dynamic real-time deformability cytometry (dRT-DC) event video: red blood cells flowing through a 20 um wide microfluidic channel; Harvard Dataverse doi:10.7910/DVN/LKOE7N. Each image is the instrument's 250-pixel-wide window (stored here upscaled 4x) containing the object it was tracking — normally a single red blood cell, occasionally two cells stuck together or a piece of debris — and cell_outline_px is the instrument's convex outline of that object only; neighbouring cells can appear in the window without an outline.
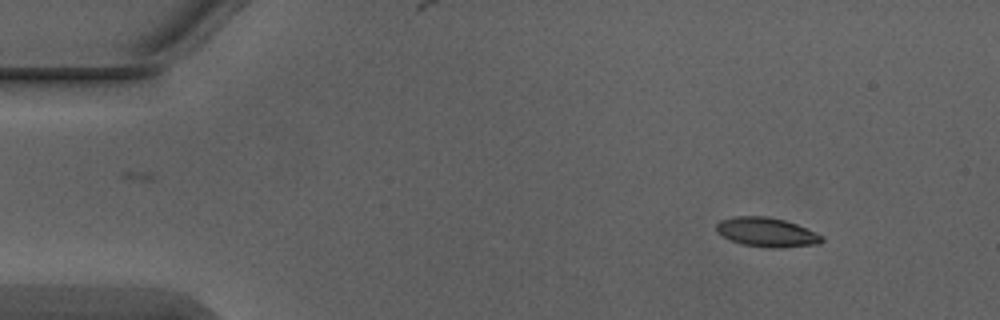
{"species": "Egyptian fruit bat (a non-hibernating species)", "species_latin": "Rousettus aegyptiacus", "temperature_condition": "warm", "stored_images_in_passage": 4, "camera_frame_rate_fps": 3000, "um_per_image_px": 0.085, "animal": {"sex": "male"}, "frame": {"image": 1, "passage_image": 1, "time_ms": 0.0, "image_size_px": [1000, 320], "cell_outline_px": [[824, 240], [820, 244], [780, 248], [768, 248], [744, 244], [732, 240], [716, 232], [716, 224], [720, 220], [732, 216], [768, 216], [784, 220], [796, 224], [824, 236]], "centroid_in_image_um": [65.18, 19.73], "position_along_channel_um": 19.8, "area_um2": 18.03}}
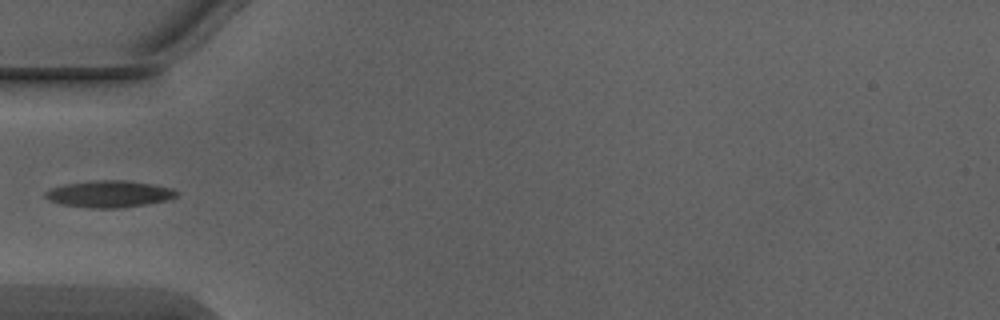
{"frame": {"image": 2, "passage_image": 4, "time_ms": 1.0, "image_size_px": [1000, 320], "cell_outline_px": [[176, 196], [168, 200], [120, 208], [92, 208], [60, 204], [48, 200], [44, 196], [44, 192], [52, 188], [64, 184], [96, 180], [128, 180], [156, 184], [172, 188], [176, 192]], "centroid_in_image_um": [9.27, 16.48], "position_along_channel_um": 75.7, "area_um2": 20.52}}